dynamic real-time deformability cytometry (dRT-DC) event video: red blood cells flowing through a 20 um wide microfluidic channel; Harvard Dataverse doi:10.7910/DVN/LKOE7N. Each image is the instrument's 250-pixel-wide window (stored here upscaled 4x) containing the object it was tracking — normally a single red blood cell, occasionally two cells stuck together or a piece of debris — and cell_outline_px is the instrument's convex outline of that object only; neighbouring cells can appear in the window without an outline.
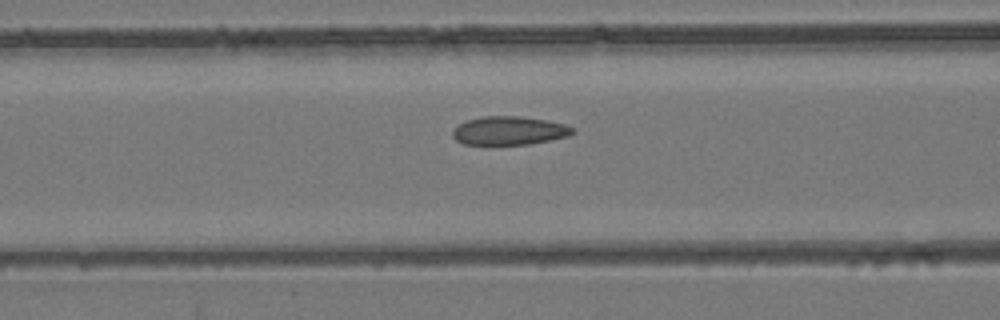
{"species": "common noctule bat (a hibernating species)", "species_latin": "Nyctalus noctula", "temperature_condition": "room temperature", "stored_images_in_passage": 20, "camera_frame_rate_fps": 3000, "um_per_image_px": 0.085, "animal": {"sex": "female", "body_mass_g": 24.6, "forearm_length_mm": 56.2}, "frame": {"image": 1, "passage_image": 15, "time_ms": 4.667, "image_size_px": [1000, 320], "cell_outline_px": [[576, 132], [568, 136], [528, 144], [464, 144], [456, 140], [452, 136], [452, 132], [460, 124], [468, 120], [484, 116], [520, 116], [544, 120], [564, 124], [576, 128]], "centroid_in_image_um": [43.31, 11.1], "position_along_channel_um": 123.3, "area_um2": 19.71}}